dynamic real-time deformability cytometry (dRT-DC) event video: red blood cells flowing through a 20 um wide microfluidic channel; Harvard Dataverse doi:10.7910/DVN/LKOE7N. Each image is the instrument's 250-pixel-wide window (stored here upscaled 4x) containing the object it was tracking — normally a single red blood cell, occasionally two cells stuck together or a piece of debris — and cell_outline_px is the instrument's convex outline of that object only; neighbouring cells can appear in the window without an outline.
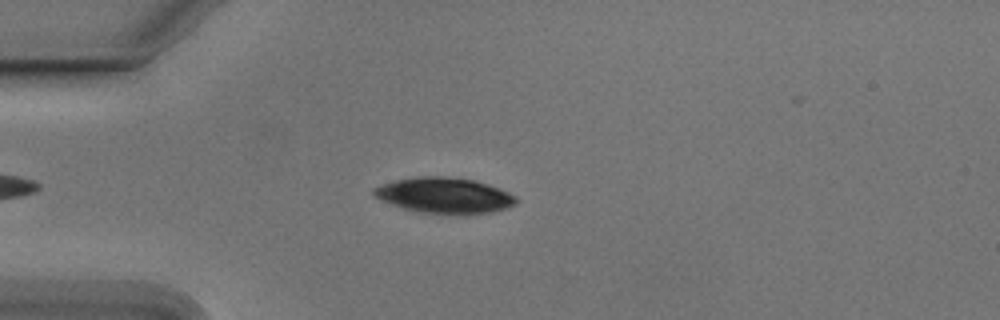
{"species": "Egyptian fruit bat (a non-hibernating species)", "species_latin": "Rousettus aegyptiacus", "temperature_condition": "cold", "stored_images_in_passage": 43, "camera_frame_rate_fps": 3000, "um_per_image_px": 0.085, "animal": {"sex": "male"}, "frame": {"image": 1, "passage_image": 7, "time_ms": 2.0, "image_size_px": [1000, 320], "cell_outline_px": [[516, 204], [492, 212], [464, 216], [420, 212], [404, 208], [392, 204], [376, 196], [372, 192], [372, 188], [380, 184], [396, 180], [416, 176], [448, 176], [472, 180], [488, 184], [508, 192], [516, 196]], "centroid_in_image_um": [37.79, 16.62], "position_along_channel_um": 47.2, "area_um2": 29.77}}
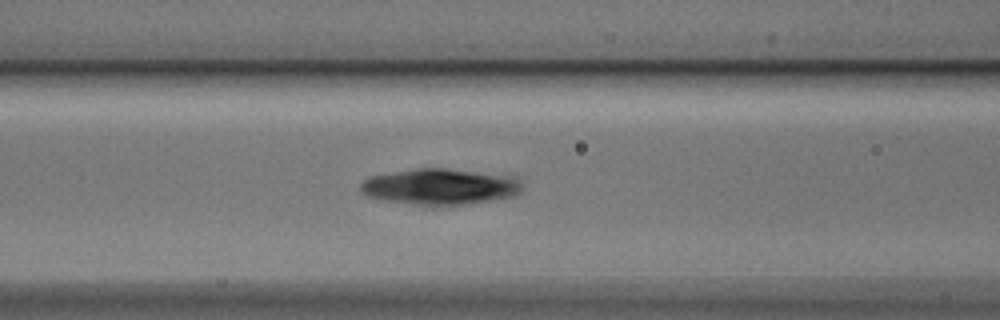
{"frame": {"image": 2, "passage_image": 15, "time_ms": 4.667, "image_size_px": [1000, 320], "cell_outline_px": [[524, 188], [516, 196], [492, 200], [436, 208], [432, 208], [380, 200], [364, 196], [360, 192], [360, 184], [364, 180], [372, 176], [416, 168], [448, 168], [516, 176], [524, 184]], "centroid_in_image_um": [37.42, 15.9], "position_along_channel_um": 129.2, "area_um2": 35.14}}
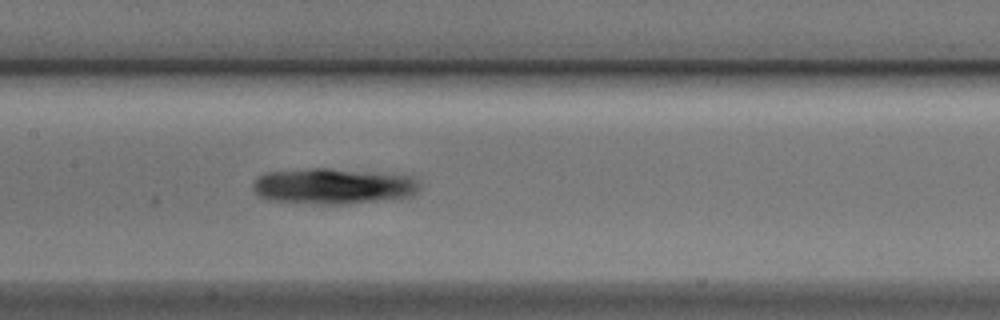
{"frame": {"image": 3, "passage_image": 19, "time_ms": 6.0, "image_size_px": [1000, 320], "cell_outline_px": [[420, 192], [412, 196], [400, 200], [348, 204], [320, 204], [264, 200], [252, 188], [252, 184], [264, 172], [312, 168], [328, 168], [412, 176], [420, 184]], "centroid_in_image_um": [28.39, 15.85], "position_along_channel_um": 179.0, "area_um2": 35.49}}